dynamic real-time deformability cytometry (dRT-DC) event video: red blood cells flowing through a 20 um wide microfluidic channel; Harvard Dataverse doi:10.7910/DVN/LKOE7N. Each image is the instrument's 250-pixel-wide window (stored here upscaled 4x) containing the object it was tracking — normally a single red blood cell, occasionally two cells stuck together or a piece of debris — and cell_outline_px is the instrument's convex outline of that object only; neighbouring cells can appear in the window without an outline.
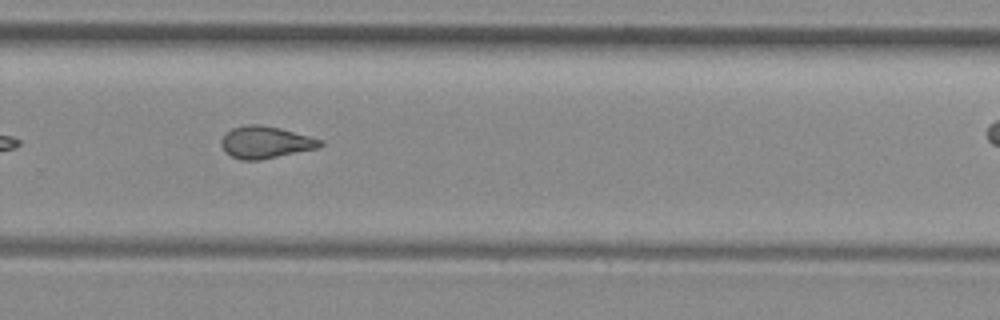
{"species": "common noctule bat (a hibernating species)", "species_latin": "Nyctalus noctula", "temperature_condition": "room temperature", "stored_images_in_passage": 26, "camera_frame_rate_fps": 3000, "um_per_image_px": 0.085, "animal": {"sex": "female", "body_mass_g": 29.2, "forearm_length_mm": 56.3}, "frame": {"image": 1, "passage_image": 19, "time_ms": 6.0, "image_size_px": [1000, 320], "cell_outline_px": [[324, 144], [320, 148], [260, 160], [240, 160], [224, 152], [220, 144], [220, 140], [232, 128], [248, 124], [260, 124], [280, 128], [324, 140]], "centroid_in_image_um": [22.59, 12.1], "position_along_channel_um": 307.2, "area_um2": 18.67}}
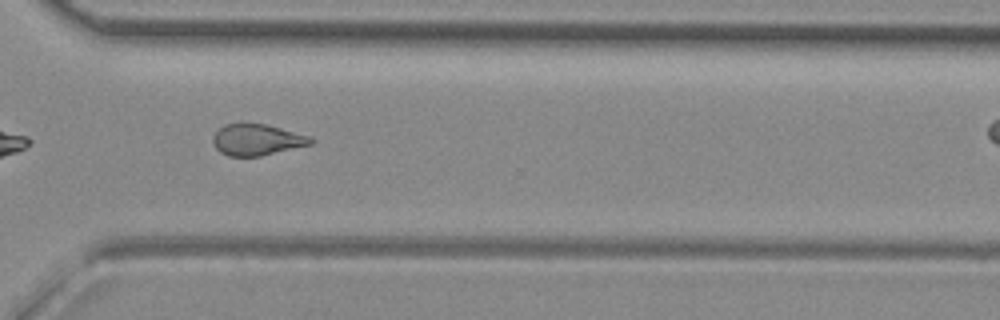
{"frame": {"image": 2, "passage_image": 22, "time_ms": 7.0, "image_size_px": [1000, 320], "cell_outline_px": [[316, 140], [312, 144], [260, 156], [228, 156], [220, 152], [212, 144], [212, 136], [224, 124], [264, 124], [312, 136]], "centroid_in_image_um": [21.85, 11.89], "position_along_channel_um": 348.8, "area_um2": 17.8}}